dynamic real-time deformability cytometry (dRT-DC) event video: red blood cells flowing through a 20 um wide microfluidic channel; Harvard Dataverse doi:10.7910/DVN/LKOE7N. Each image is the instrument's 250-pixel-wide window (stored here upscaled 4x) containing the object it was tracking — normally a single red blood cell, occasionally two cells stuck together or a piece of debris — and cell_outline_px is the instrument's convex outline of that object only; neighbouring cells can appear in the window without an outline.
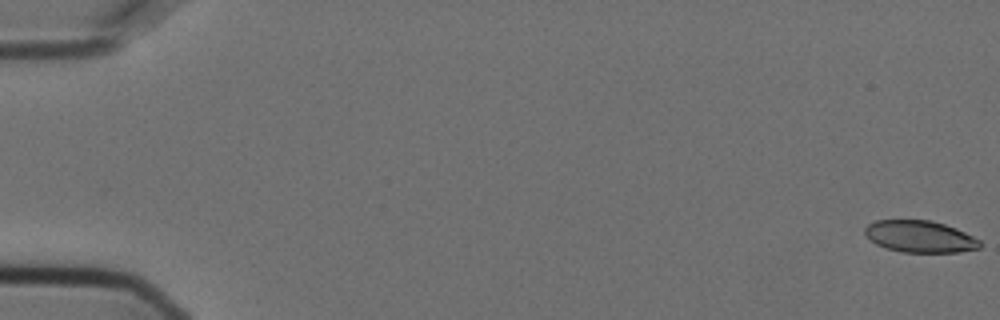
{"species": "Egyptian fruit bat (a non-hibernating species)", "species_latin": "Rousettus aegyptiacus", "temperature_condition": "cold", "stored_images_in_passage": 57, "camera_frame_rate_fps": 3000, "um_per_image_px": 0.085, "animal": {"sex": "female"}, "frame": {"image": 1, "passage_image": 1, "time_ms": 0.0, "image_size_px": [1000, 320], "cell_outline_px": [[980, 248], [960, 252], [900, 252], [884, 248], [876, 244], [864, 232], [864, 228], [868, 224], [876, 220], [932, 220], [956, 228], [980, 240]], "centroid_in_image_um": [78.18, 20.11], "position_along_channel_um": 6.8, "area_um2": 21.33}}
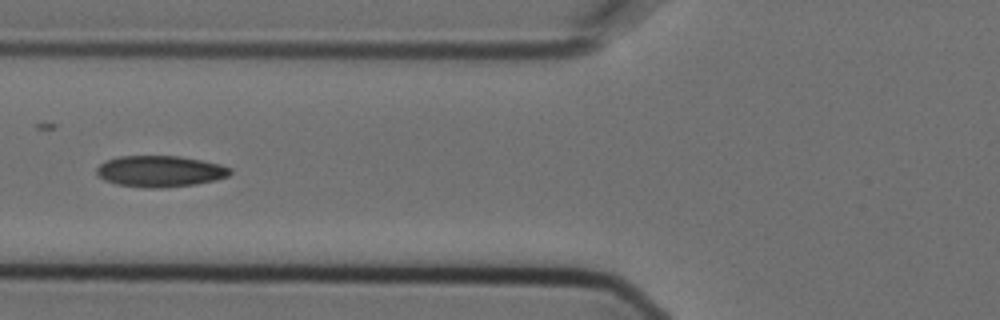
{"frame": {"image": 2, "passage_image": 23, "time_ms": 7.333, "image_size_px": [1000, 320], "cell_outline_px": [[232, 172], [228, 176], [216, 180], [196, 184], [160, 188], [144, 188], [116, 184], [104, 180], [96, 176], [96, 168], [104, 160], [120, 156], [180, 156], [220, 164], [232, 168]], "centroid_in_image_um": [13.58, 14.56], "position_along_channel_um": 112.2, "area_um2": 24.57}}
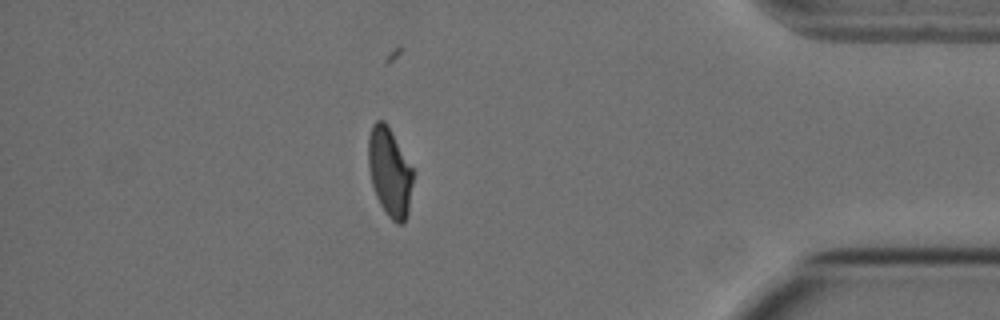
{"frame": {"image": 3, "passage_image": 50, "time_ms": 16.333, "image_size_px": [1000, 320], "cell_outline_px": [[412, 184], [408, 216], [404, 224], [396, 224], [388, 216], [380, 204], [376, 196], [372, 184], [368, 168], [368, 136], [372, 124], [376, 120], [384, 120], [388, 124], [412, 168]], "centroid_in_image_um": [33.11, 14.62], "position_along_channel_um": 402.1, "area_um2": 23.24}, "authors_computed_cell_mechanics": {"area_um2": 23.6402, "velocity_mm_per_s": 3.6256, "shape_relaxation_time_tau1_ms": null, "shape_relaxation_time_tau2_ms": 1.956, "deformation_change_tau1": null, "deformation_change_tau2": 0.0672}}